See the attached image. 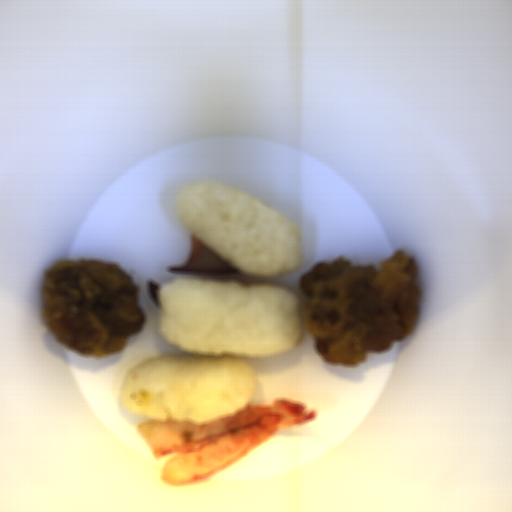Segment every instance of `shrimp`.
<instances>
[{
  "label": "shrimp",
  "instance_id": "shrimp-1",
  "mask_svg": "<svg viewBox=\"0 0 512 512\" xmlns=\"http://www.w3.org/2000/svg\"><path fill=\"white\" fill-rule=\"evenodd\" d=\"M315 409L290 400L247 404L232 416L206 423L141 421L135 433L159 467L160 481L186 486L211 480L248 458L279 432L313 421Z\"/></svg>",
  "mask_w": 512,
  "mask_h": 512
}]
</instances>
